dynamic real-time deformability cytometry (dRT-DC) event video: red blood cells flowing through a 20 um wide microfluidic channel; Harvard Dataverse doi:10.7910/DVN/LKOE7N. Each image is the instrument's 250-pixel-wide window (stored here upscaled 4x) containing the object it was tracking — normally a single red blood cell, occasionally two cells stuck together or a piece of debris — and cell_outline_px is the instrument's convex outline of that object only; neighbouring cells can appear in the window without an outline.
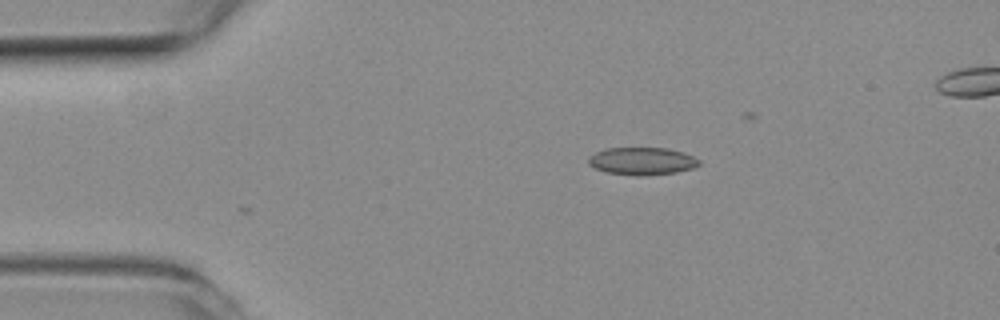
{"species": "common noctule bat (a hibernating species)", "species_latin": "Nyctalus noctula", "temperature_condition": "room temperature", "stored_images_in_passage": 34, "camera_frame_rate_fps": 3000, "um_per_image_px": 0.085, "animal": {"sex": "female", "body_mass_g": 19.3, "forearm_length_mm": 54.1}, "frame": {"image": 1, "passage_image": 1, "time_ms": 0.0, "image_size_px": [1000, 320], "cell_outline_px": [[700, 164], [692, 168], [676, 172], [640, 176], [608, 172], [596, 168], [588, 164], [588, 156], [604, 148], [668, 148], [684, 152], [700, 160]], "centroid_in_image_um": [54.57, 13.68], "position_along_channel_um": 30.4, "area_um2": 17.69}}
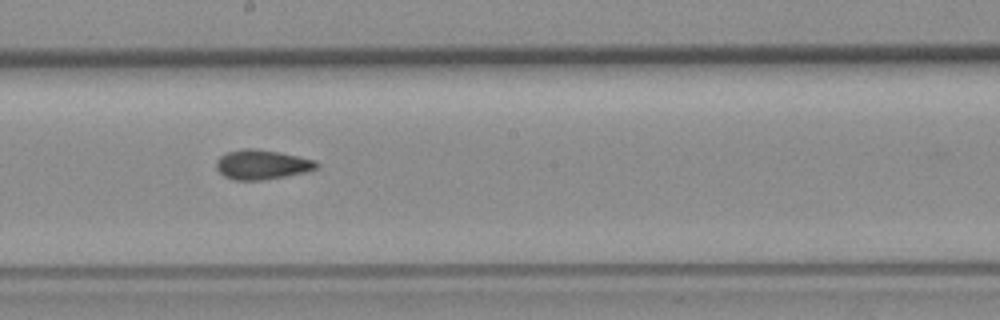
{"frame": {"image": 2, "passage_image": 21, "time_ms": 6.667, "image_size_px": [1000, 320], "cell_outline_px": [[320, 168], [304, 172], [264, 180], [236, 180], [224, 176], [216, 168], [216, 160], [220, 156], [228, 152], [240, 148], [256, 148], [280, 152], [316, 160], [320, 164]], "centroid_in_image_um": [22.28, 13.97], "position_along_channel_um": 225.9, "area_um2": 17.46}}
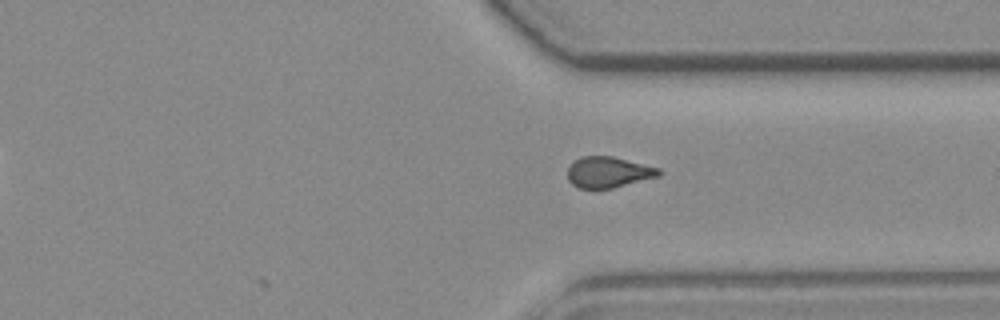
{"frame": {"image": 3, "passage_image": 32, "time_ms": 10.333, "image_size_px": [1000, 320], "cell_outline_px": [[664, 172], [660, 176], [612, 188], [580, 188], [572, 184], [568, 180], [568, 168], [580, 156], [612, 156], [660, 168]], "centroid_in_image_um": [51.75, 14.63], "position_along_channel_um": 359.7, "area_um2": 16.42}, "authors_computed_cell_mechanics": {"area_um2": 17.1377, "velocity_mm_per_s": 3.6566, "shape_relaxation_time_tau1_ms": null, "shape_relaxation_time_tau2_ms": 3.2148, "deformation_change_tau1": null, "deformation_change_tau2": 0.0874}}